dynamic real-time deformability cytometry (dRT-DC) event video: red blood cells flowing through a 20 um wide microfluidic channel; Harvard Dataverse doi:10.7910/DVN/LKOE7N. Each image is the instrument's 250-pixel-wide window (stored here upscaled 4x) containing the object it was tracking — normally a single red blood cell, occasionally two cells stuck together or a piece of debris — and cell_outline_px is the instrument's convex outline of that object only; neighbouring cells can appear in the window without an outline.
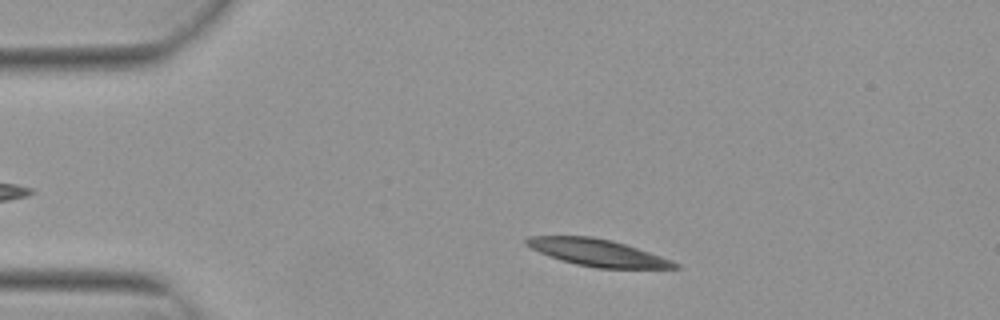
{"species": "Egyptian fruit bat (a non-hibernating species)", "species_latin": "Rousettus aegyptiacus", "temperature_condition": "warm", "stored_images_in_passage": 49, "camera_frame_rate_fps": 3000, "um_per_image_px": 0.085, "animal": {"sex": "female"}, "frame": {"image": 1, "passage_image": 6, "time_ms": 1.667, "image_size_px": [1000, 320], "cell_outline_px": [[680, 268], [596, 268], [576, 264], [560, 260], [548, 256], [524, 244], [524, 240], [528, 236], [588, 236], [612, 240], [672, 260], [680, 264]], "centroid_in_image_um": [50.76, 21.47], "position_along_channel_um": 34.2, "area_um2": 23.12}}
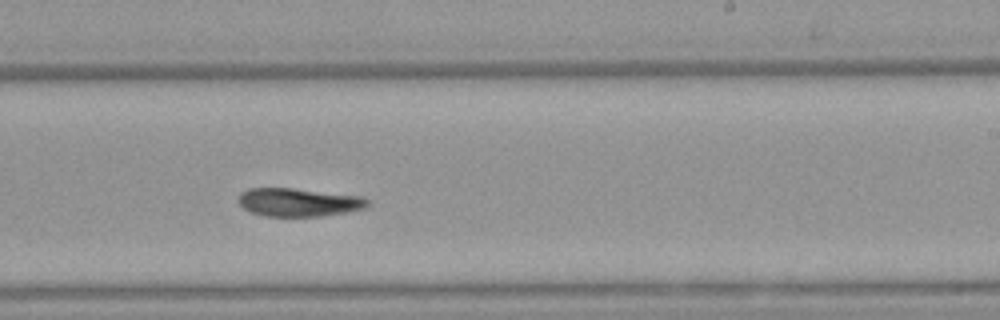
{"frame": {"image": 2, "passage_image": 28, "time_ms": 9.0, "image_size_px": [1000, 320], "cell_outline_px": [[368, 204], [364, 208], [344, 212], [320, 216], [264, 216], [252, 212], [244, 208], [240, 204], [240, 196], [248, 188], [292, 188], [364, 196], [368, 200]], "centroid_in_image_um": [25.41, 17.19], "position_along_channel_um": 263.6, "area_um2": 20.98}}
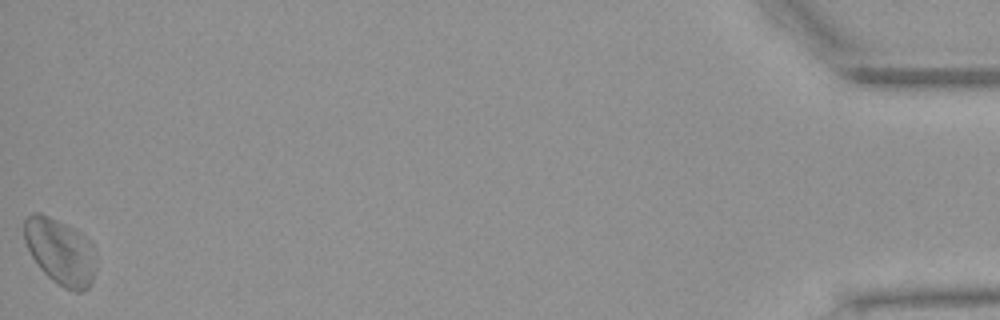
{"frame": {"image": 3, "passage_image": 49, "time_ms": 16.0, "image_size_px": [1000, 320], "cell_outline_px": [[96, 268], [92, 284], [88, 288], [80, 292], [76, 292], [64, 288], [56, 284], [40, 268], [32, 256], [24, 240], [24, 220], [32, 212], [40, 212], [64, 224], [84, 236], [92, 244]], "centroid_in_image_um": [5.12, 21.42], "position_along_channel_um": 430.1, "area_um2": 27.46}, "authors_computed_cell_mechanics": {"area_um2": 22.3686, "velocity_mm_per_s": 3.7734, "shape_relaxation_time_tau1_ms": 3.2471, "shape_relaxation_time_tau2_ms": 3.6909, "deformation_change_tau1": 0.1217, "deformation_change_tau2": 0.0997}}